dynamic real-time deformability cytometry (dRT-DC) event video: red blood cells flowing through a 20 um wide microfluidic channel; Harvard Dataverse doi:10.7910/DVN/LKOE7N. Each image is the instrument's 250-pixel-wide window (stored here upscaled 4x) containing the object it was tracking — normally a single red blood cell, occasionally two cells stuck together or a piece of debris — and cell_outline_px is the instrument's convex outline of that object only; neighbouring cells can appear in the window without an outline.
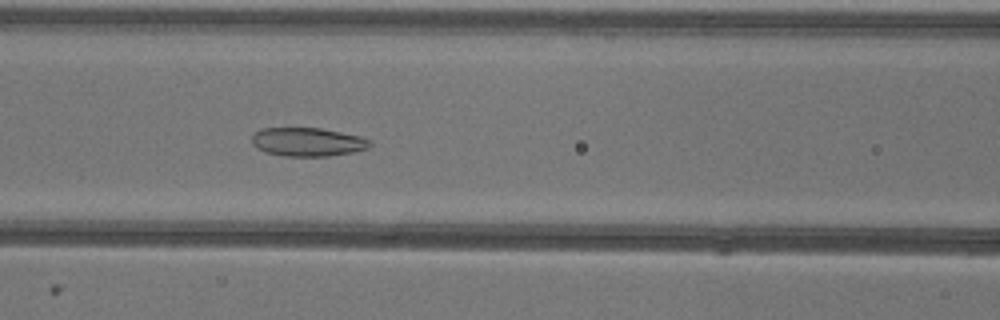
{"species": "common noctule bat (a hibernating species)", "species_latin": "Nyctalus noctula", "temperature_condition": "warm", "stored_images_in_passage": 52, "camera_frame_rate_fps": 3000, "um_per_image_px": 0.085, "animal": {"sex": "female"}, "frame": {"image": 1, "passage_image": 22, "time_ms": 7.0, "image_size_px": [1000, 320], "cell_outline_px": [[372, 144], [368, 148], [352, 152], [328, 156], [284, 156], [264, 152], [256, 148], [252, 144], [252, 136], [260, 128], [320, 128], [360, 136], [372, 140]], "centroid_in_image_um": [26.14, 12.07], "position_along_channel_um": 140.5, "area_um2": 19.77}}
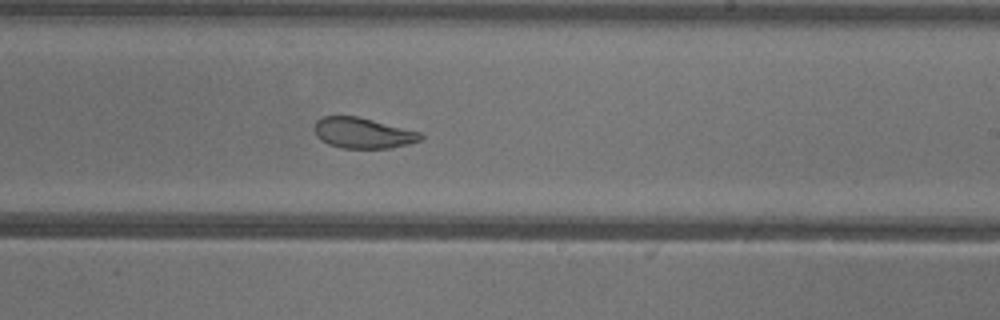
{"frame": {"image": 2, "passage_image": 31, "time_ms": 10.0, "image_size_px": [1000, 320], "cell_outline_px": [[424, 136], [420, 140], [408, 144], [388, 148], [340, 148], [328, 144], [320, 140], [316, 136], [316, 120], [324, 116], [356, 116], [420, 132]], "centroid_in_image_um": [30.83, 11.31], "position_along_channel_um": 258.2, "area_um2": 18.73}}
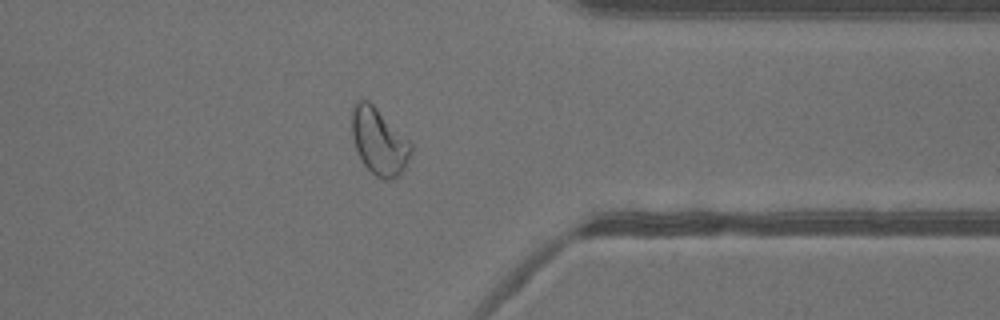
{"frame": {"image": 3, "passage_image": 41, "time_ms": 13.333, "image_size_px": [1000, 320], "cell_outline_px": [[412, 152], [400, 176], [392, 180], [384, 180], [376, 176], [364, 164], [356, 148], [352, 136], [352, 108], [356, 100], [368, 100], [412, 144]], "centroid_in_image_um": [32.22, 12.05], "position_along_channel_um": 379.2, "area_um2": 22.6}, "authors_computed_cell_mechanics": {"area_um2": 24.3916, "velocity_mm_per_s": 3.9318, "shape_relaxation_time_tau1_ms": null, "shape_relaxation_time_tau2_ms": 2.0149, "deformation_change_tau1": null, "deformation_change_tau2": 0.0857}}